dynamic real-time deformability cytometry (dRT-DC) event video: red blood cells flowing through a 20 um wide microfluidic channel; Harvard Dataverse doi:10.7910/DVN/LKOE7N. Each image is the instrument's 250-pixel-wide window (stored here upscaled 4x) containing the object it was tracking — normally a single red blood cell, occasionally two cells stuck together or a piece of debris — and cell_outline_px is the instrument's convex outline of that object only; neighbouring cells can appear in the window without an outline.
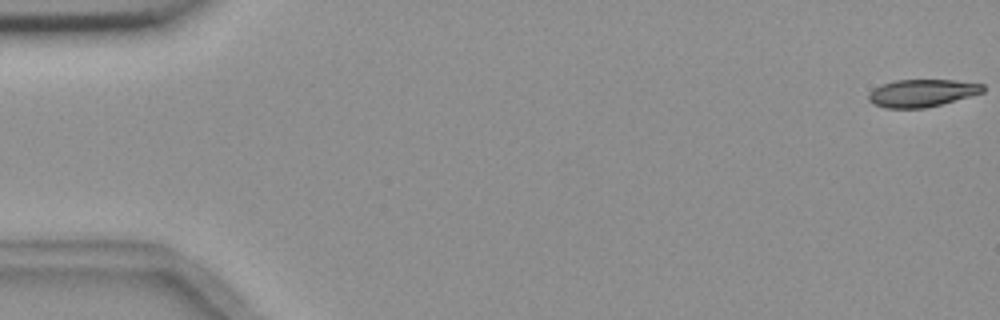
{"species": "common noctule bat (a hibernating species)", "species_latin": "Nyctalus noctula", "temperature_condition": "room temperature", "stored_images_in_passage": 4, "camera_frame_rate_fps": 3000, "um_per_image_px": 0.085, "animal": {"sex": "female", "body_mass_g": 18.4}, "frame": {"image": 1, "passage_image": 1, "time_ms": 0.0, "image_size_px": [1000, 320], "cell_outline_px": [[984, 92], [940, 104], [924, 108], [884, 108], [872, 104], [868, 100], [868, 92], [880, 84], [896, 80], [956, 80], [984, 84]], "centroid_in_image_um": [78.31, 7.9], "position_along_channel_um": 6.7, "area_um2": 18.38}}